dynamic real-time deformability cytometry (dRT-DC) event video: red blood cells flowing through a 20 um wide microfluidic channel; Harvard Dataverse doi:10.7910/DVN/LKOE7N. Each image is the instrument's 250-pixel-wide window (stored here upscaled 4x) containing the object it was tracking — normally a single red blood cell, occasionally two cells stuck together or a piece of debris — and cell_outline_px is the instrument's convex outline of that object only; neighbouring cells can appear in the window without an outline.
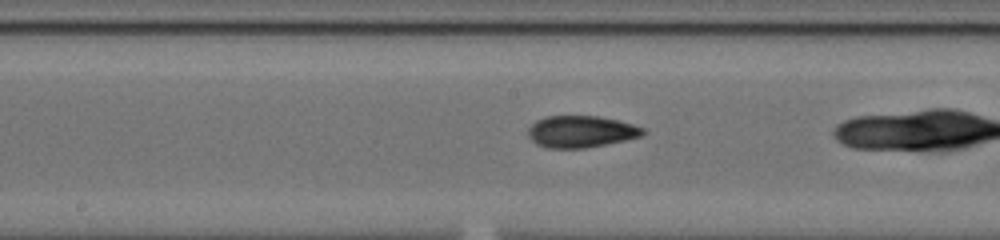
{"species": "common noctule bat (a hibernating species)", "species_latin": "Nyctalus noctula", "temperature_condition": "cold", "stored_images_in_passage": 36, "camera_frame_rate_fps": 3000, "um_per_image_px": 0.085, "animal": {"sex": "male", "body_mass_g": 20.0, "forearm_length_mm": 53.3}, "frame": {"image": 1, "passage_image": 22, "time_ms": 7.0, "image_size_px": [1000, 240], "cell_outline_px": [[644, 132], [640, 136], [624, 140], [584, 148], [548, 148], [536, 144], [528, 136], [528, 128], [536, 120], [544, 116], [600, 116], [632, 124], [644, 128]], "centroid_in_image_um": [49.33, 11.18], "position_along_channel_um": 198.9, "area_um2": 21.1}}
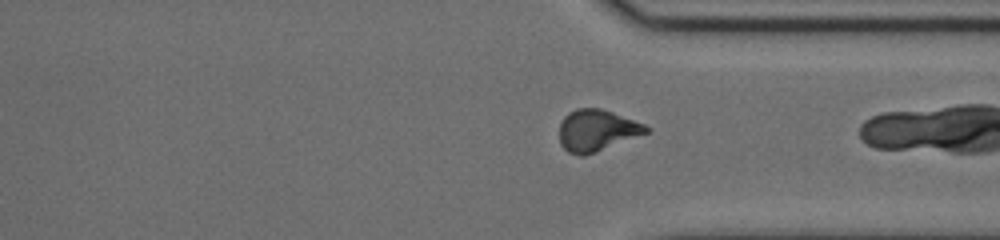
{"frame": {"image": 2, "passage_image": 35, "time_ms": 11.333, "image_size_px": [1000, 240], "cell_outline_px": [[648, 132], [596, 152], [584, 156], [580, 156], [568, 152], [560, 144], [560, 120], [568, 112], [576, 108], [600, 108], [612, 112], [644, 124], [648, 128]], "centroid_in_image_um": [50.67, 11.08], "position_along_channel_um": 360.7, "area_um2": 20.87}}